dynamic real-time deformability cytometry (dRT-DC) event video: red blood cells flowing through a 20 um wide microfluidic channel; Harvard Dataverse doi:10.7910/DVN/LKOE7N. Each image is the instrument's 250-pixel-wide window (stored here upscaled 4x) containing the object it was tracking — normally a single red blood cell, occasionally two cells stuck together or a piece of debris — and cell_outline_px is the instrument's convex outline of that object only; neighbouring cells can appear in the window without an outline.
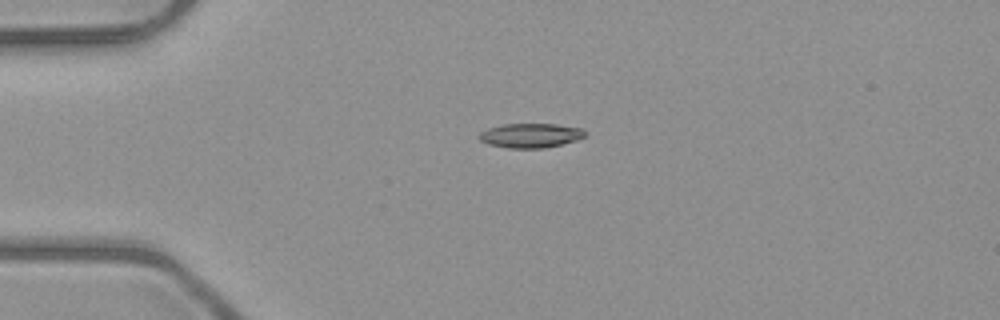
{"species": "common noctule bat (a hibernating species)", "species_latin": "Nyctalus noctula", "temperature_condition": "room temperature", "stored_images_in_passage": 2, "camera_frame_rate_fps": 3000, "um_per_image_px": 0.085, "animal": {"sex": "male", "body_mass_g": 23.1, "forearm_length_mm": 52.7}, "frame": {"image": 1, "passage_image": 1, "time_ms": 0.0, "image_size_px": [1000, 320], "cell_outline_px": [[584, 136], [576, 140], [544, 148], [508, 148], [488, 144], [480, 140], [476, 136], [480, 132], [488, 128], [500, 124], [556, 124], [584, 128]], "centroid_in_image_um": [45.05, 11.51], "position_along_channel_um": 40.0, "area_um2": 15.09}}